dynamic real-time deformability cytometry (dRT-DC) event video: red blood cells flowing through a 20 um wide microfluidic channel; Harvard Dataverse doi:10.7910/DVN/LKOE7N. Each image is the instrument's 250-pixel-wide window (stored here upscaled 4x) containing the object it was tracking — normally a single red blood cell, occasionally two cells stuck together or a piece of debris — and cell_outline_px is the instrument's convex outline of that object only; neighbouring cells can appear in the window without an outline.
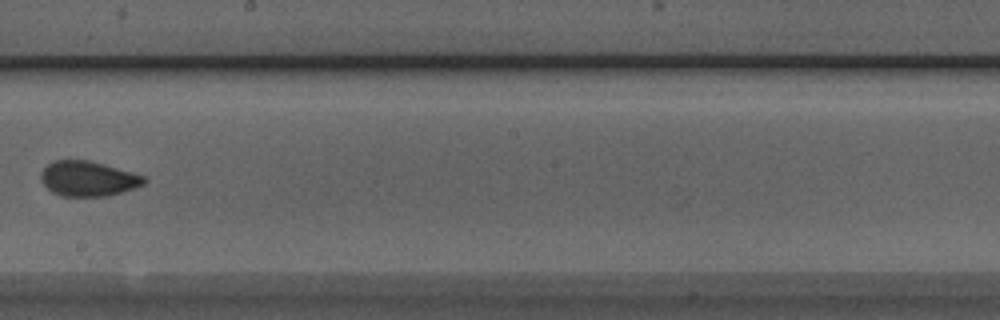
{"species": "Egyptian fruit bat (a non-hibernating species)", "species_latin": "Rousettus aegyptiacus", "temperature_condition": "room temperature", "stored_images_in_passage": 8, "camera_frame_rate_fps": 3000, "um_per_image_px": 0.085, "animal": {"sex": "male"}, "frame": {"image": 1, "passage_image": 8, "time_ms": 2.333, "image_size_px": [1000, 320], "cell_outline_px": [[148, 180], [144, 184], [108, 196], [60, 196], [52, 192], [40, 180], [40, 172], [48, 164], [56, 160], [88, 160], [104, 164], [132, 172], [144, 176]], "centroid_in_image_um": [7.47, 15.18], "position_along_channel_um": 240.7, "area_um2": 20.98}}